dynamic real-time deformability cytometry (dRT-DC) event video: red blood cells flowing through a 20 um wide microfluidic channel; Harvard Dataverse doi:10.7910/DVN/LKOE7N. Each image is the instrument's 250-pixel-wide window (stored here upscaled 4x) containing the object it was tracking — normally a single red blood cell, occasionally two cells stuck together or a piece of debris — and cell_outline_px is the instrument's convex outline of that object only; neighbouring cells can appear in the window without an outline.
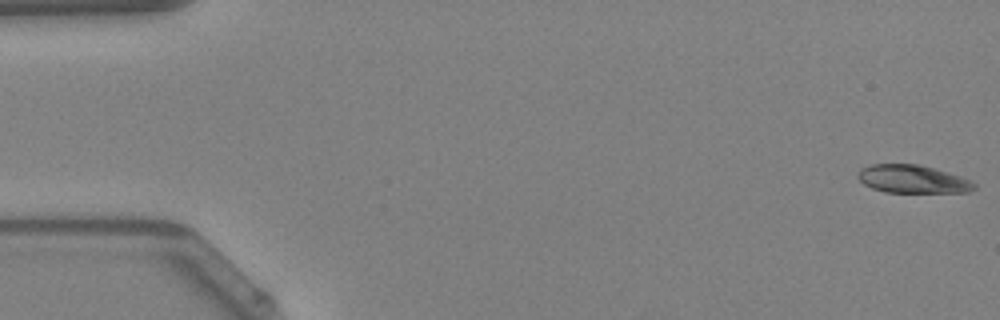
{"species": "Egyptian fruit bat (a non-hibernating species)", "species_latin": "Rousettus aegyptiacus", "temperature_condition": "warm", "stored_images_in_passage": 14, "camera_frame_rate_fps": 3000, "um_per_image_px": 0.085, "animal": {"sex": "female"}, "frame": {"image": 1, "passage_image": 1, "time_ms": 0.0, "image_size_px": [1000, 320], "cell_outline_px": [[976, 188], [968, 192], [884, 192], [872, 188], [864, 184], [856, 176], [856, 172], [860, 168], [872, 164], [920, 164], [960, 176], [976, 184]], "centroid_in_image_um": [77.52, 15.22], "position_along_channel_um": 7.5, "area_um2": 19.02}}
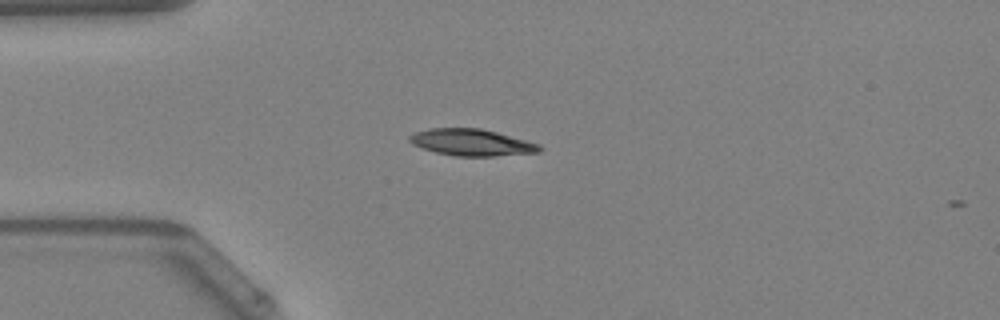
{"frame": {"image": 2, "passage_image": 13, "time_ms": 4.0, "image_size_px": [1000, 320], "cell_outline_px": [[544, 148], [540, 152], [496, 156], [456, 156], [436, 152], [412, 144], [408, 140], [408, 136], [416, 132], [428, 128], [480, 128], [496, 132], [540, 144]], "centroid_in_image_um": [40.1, 12.11], "position_along_channel_um": 44.9, "area_um2": 20.17}}